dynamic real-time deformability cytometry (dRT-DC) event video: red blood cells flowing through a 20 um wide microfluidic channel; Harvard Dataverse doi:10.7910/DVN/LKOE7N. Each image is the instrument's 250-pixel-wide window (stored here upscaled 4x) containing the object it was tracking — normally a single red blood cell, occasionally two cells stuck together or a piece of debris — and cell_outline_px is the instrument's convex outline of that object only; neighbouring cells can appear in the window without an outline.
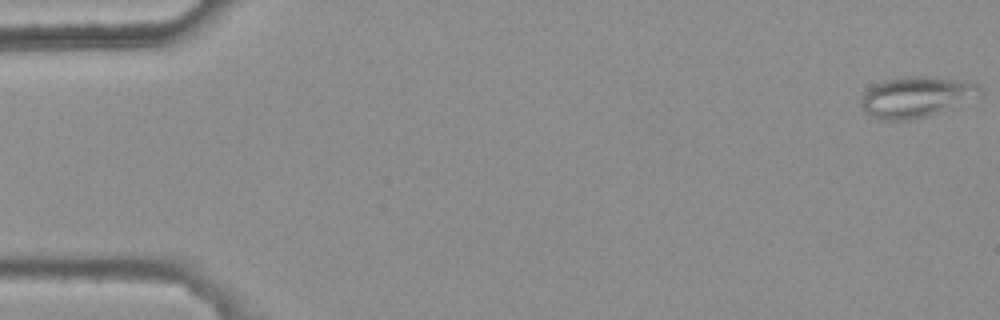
{"species": "common noctule bat (a hibernating species)", "species_latin": "Nyctalus noctula", "temperature_condition": "warm", "stored_images_in_passage": 7, "camera_frame_rate_fps": 3000, "um_per_image_px": 0.085, "animal": {"sex": "female", "body_mass_g": 25.1}, "frame": {"image": 1, "passage_image": 1, "time_ms": 0.0, "image_size_px": [1000, 320], "cell_outline_px": [[984, 92], [940, 112], [928, 116], [912, 120], [884, 120], [872, 116], [864, 112], [860, 104], [860, 100], [864, 92], [868, 88], [884, 80], [904, 76], [928, 76], [976, 80], [980, 84]], "centroid_in_image_um": [77.9, 8.21], "position_along_channel_um": 7.1, "area_um2": 28.67}}
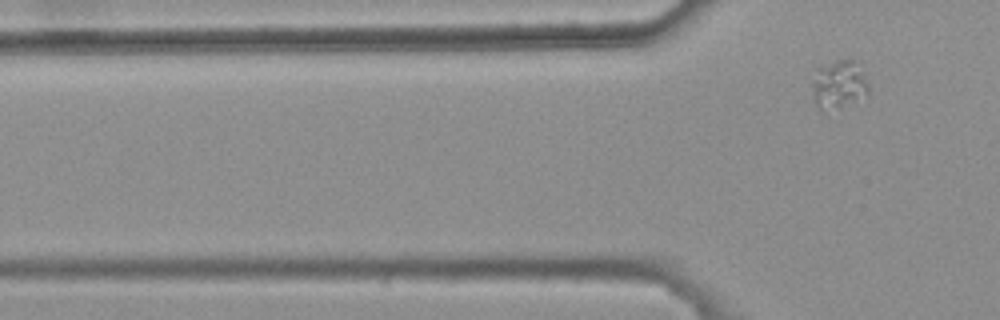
{"frame": {"image": 2, "passage_image": 7, "time_ms": 2.0, "image_size_px": [1000, 320], "cell_outline_px": [[868, 96], [820, 112], [812, 96], [812, 80], [820, 68], [836, 60], [856, 60], [868, 84]], "centroid_in_image_um": [71.29, 7.19], "position_along_channel_um": 54.5, "area_um2": 15.49}}